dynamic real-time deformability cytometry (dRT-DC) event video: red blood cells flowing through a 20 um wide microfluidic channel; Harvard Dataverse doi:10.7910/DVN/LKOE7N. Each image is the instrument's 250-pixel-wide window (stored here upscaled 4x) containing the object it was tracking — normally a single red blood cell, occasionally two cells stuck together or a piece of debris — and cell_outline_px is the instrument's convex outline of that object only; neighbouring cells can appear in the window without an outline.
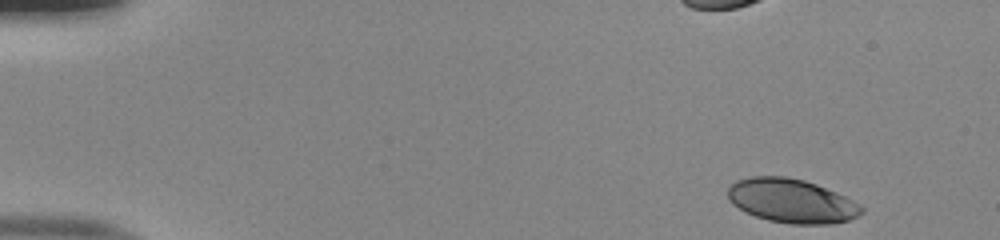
{"species": "human", "species_latin": "Homo sapiens", "temperature_condition": "room temperature", "stored_images_in_passage": 39, "camera_frame_rate_fps": 3000, "um_per_image_px": 0.085, "donor": {"sex": "male"}, "frame": {"image": 1, "passage_image": 1, "time_ms": 0.0, "image_size_px": [1000, 240], "cell_outline_px": [[864, 212], [860, 216], [848, 220], [832, 224], [792, 224], [768, 220], [756, 216], [732, 204], [728, 200], [728, 188], [736, 180], [752, 176], [784, 176], [804, 180], [816, 184], [836, 192], [860, 204], [864, 208]], "centroid_in_image_um": [67.31, 17.07], "position_along_channel_um": 17.7, "area_um2": 34.28}}
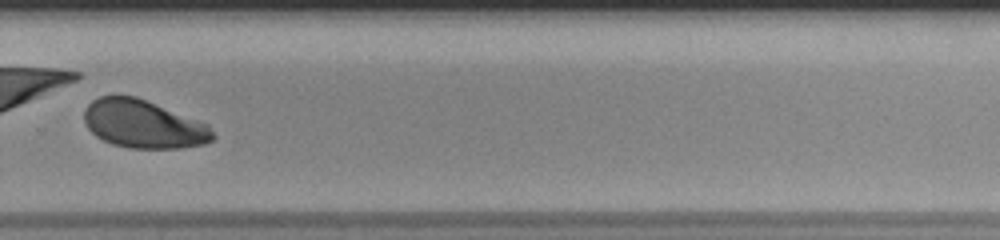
{"frame": {"image": 2, "passage_image": 33, "time_ms": 10.667, "image_size_px": [1000, 240], "cell_outline_px": [[216, 136], [212, 140], [204, 144], [180, 148], [128, 148], [112, 144], [96, 136], [84, 124], [84, 108], [92, 100], [100, 96], [136, 96], [200, 120], [208, 124]], "centroid_in_image_um": [12.2, 10.55], "position_along_channel_um": 317.6, "area_um2": 36.3}}
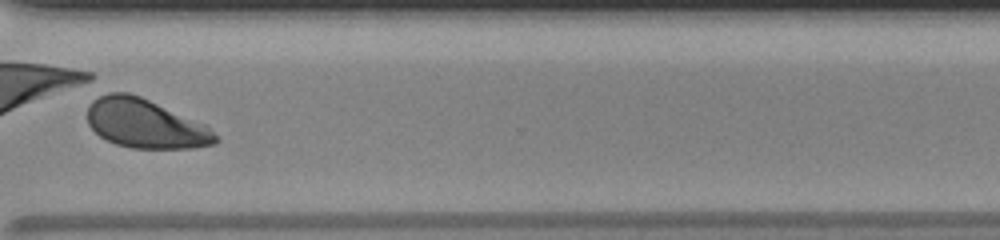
{"frame": {"image": 3, "passage_image": 36, "time_ms": 11.667, "image_size_px": [1000, 240], "cell_outline_px": [[220, 140], [216, 144], [192, 148], [132, 148], [116, 144], [100, 136], [88, 124], [88, 104], [92, 100], [108, 92], [128, 92], [140, 96], [204, 124]], "centroid_in_image_um": [12.33, 10.51], "position_along_channel_um": 358.3, "area_um2": 36.3}, "authors_computed_cell_mechanics": {"area_um2": 36.8186, "velocity_mm_per_s": 4.0173, "shape_relaxation_time_tau1_ms": 3.1422, "shape_relaxation_time_tau2_ms": 2.0297, "deformation_change_tau1": 0.1489, "deformation_change_tau2": 0.0518}}